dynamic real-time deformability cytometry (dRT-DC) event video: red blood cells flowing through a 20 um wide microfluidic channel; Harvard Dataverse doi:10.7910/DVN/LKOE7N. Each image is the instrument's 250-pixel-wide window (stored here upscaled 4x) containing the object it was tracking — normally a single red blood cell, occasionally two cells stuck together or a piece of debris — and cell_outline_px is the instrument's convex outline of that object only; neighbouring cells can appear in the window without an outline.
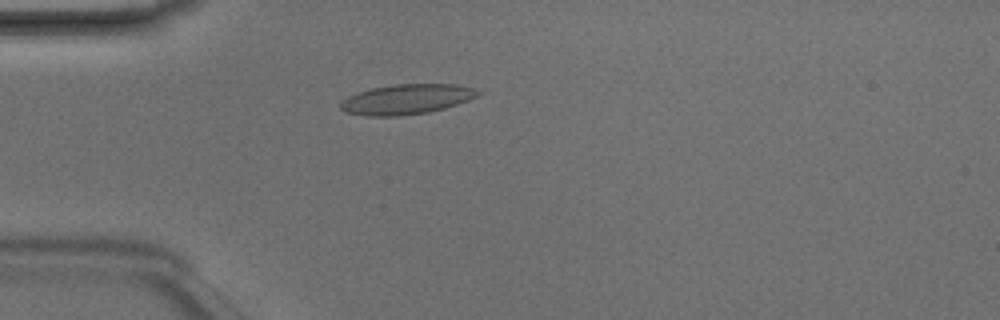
{"species": "Egyptian fruit bat (a non-hibernating species)", "species_latin": "Rousettus aegyptiacus", "temperature_condition": "room temperature", "stored_images_in_passage": 2, "camera_frame_rate_fps": 3000, "um_per_image_px": 0.085, "animal": {"sex": "male"}, "frame": {"image": 1, "passage_image": 2, "time_ms": 0.333, "image_size_px": [1000, 320], "cell_outline_px": [[480, 92], [476, 96], [468, 100], [444, 108], [428, 112], [400, 116], [368, 116], [344, 112], [340, 108], [340, 100], [356, 92], [372, 88], [396, 84], [456, 84], [472, 88]], "centroid_in_image_um": [34.49, 8.44], "position_along_channel_um": 50.5, "area_um2": 23.99}}